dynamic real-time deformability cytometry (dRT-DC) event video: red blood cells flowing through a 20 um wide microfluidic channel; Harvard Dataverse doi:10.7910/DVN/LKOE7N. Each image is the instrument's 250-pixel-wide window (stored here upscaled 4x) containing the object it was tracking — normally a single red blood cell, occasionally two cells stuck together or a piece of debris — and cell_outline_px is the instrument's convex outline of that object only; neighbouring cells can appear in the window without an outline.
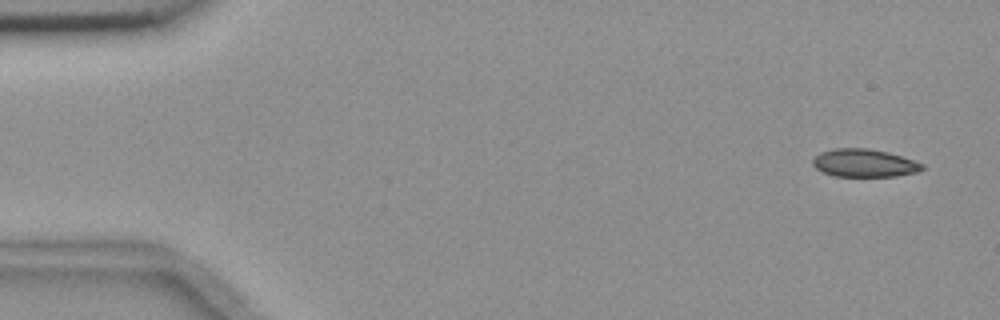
{"species": "common noctule bat (a hibernating species)", "species_latin": "Nyctalus noctula", "temperature_condition": "room temperature", "stored_images_in_passage": 5, "camera_frame_rate_fps": 3000, "um_per_image_px": 0.085, "animal": {"sex": "female", "body_mass_g": 18.4}, "frame": {"image": 1, "passage_image": 1, "time_ms": 0.0, "image_size_px": [1000, 320], "cell_outline_px": [[924, 168], [920, 172], [896, 176], [836, 176], [824, 172], [816, 168], [812, 164], [812, 160], [820, 152], [832, 148], [868, 148], [888, 152], [924, 164]], "centroid_in_image_um": [73.47, 13.85], "position_along_channel_um": 11.5, "area_um2": 17.8}}
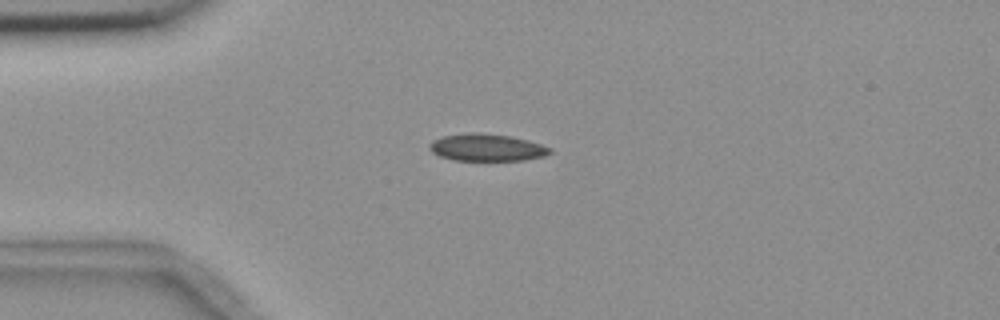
{"frame": {"image": 2, "passage_image": 4, "time_ms": 3.667, "image_size_px": [1000, 320], "cell_outline_px": [[552, 152], [544, 156], [524, 160], [456, 160], [440, 156], [432, 152], [428, 148], [432, 140], [444, 136], [468, 132], [480, 132], [512, 136], [528, 140], [552, 148]], "centroid_in_image_um": [41.39, 12.52], "position_along_channel_um": 43.6, "area_um2": 19.13}}